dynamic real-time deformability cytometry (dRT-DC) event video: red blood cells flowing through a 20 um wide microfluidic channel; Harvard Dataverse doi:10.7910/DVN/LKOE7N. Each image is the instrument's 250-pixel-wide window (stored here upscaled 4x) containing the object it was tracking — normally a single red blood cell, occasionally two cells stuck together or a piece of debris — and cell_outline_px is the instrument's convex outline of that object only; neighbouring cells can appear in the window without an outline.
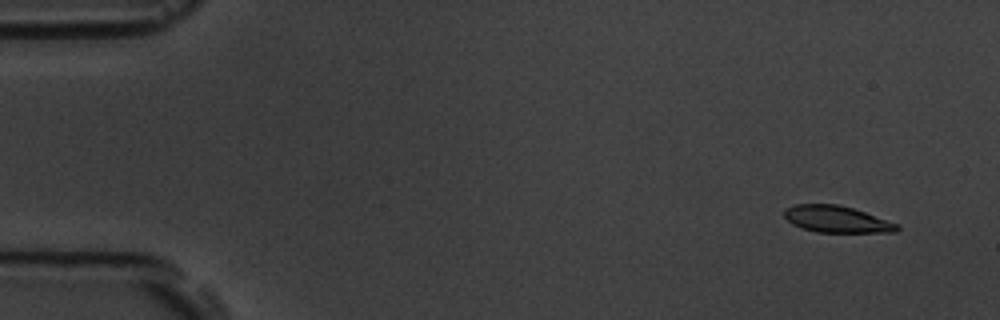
{"species": "common noctule bat (a hibernating species)", "species_latin": "Nyctalus noctula", "temperature_condition": "room temperature", "stored_images_in_passage": 5, "camera_frame_rate_fps": 3000, "um_per_image_px": 0.085, "animal": {"sex": "male", "body_mass_g": 19.5, "forearm_length_mm": 54.6}, "frame": {"image": 1, "passage_image": 1, "time_ms": 0.0, "image_size_px": [1000, 320], "cell_outline_px": [[900, 228], [896, 232], [816, 232], [800, 228], [792, 224], [784, 216], [784, 208], [796, 204], [836, 204], [852, 208], [900, 224]], "centroid_in_image_um": [71.1, 18.64], "position_along_channel_um": 13.9, "area_um2": 17.57}}